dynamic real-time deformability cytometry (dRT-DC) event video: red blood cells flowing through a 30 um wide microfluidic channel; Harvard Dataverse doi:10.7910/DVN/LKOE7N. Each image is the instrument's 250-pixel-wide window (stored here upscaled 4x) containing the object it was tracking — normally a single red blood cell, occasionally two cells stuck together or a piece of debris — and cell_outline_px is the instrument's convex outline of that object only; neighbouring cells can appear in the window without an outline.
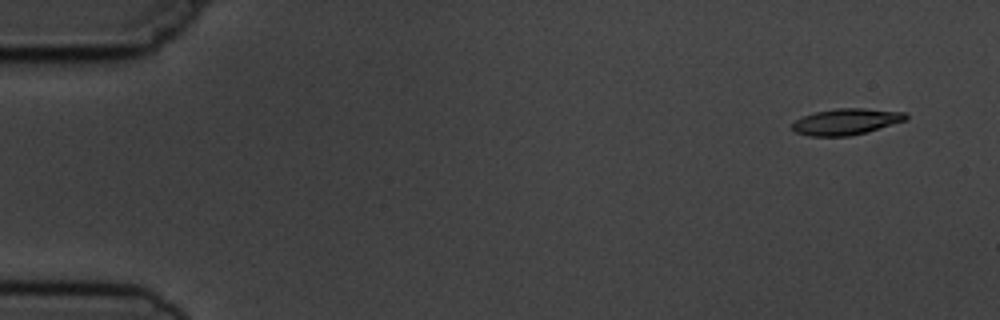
{"species": "common noctule bat (a hibernating species)", "species_latin": "Nyctalus noctula", "temperature_condition": "cold", "stored_images_in_passage": 7, "camera_frame_rate_fps": 3000, "um_per_image_px": 0.085, "animal": {"sex": "male", "body_mass_g": 19.5, "forearm_length_mm": 54.6}, "frame": {"image": 1, "passage_image": 1, "time_ms": 0.0, "image_size_px": [1000, 320], "cell_outline_px": [[908, 116], [904, 120], [864, 132], [848, 136], [808, 136], [796, 132], [792, 128], [792, 124], [796, 120], [804, 116], [816, 112], [836, 108], [864, 108], [904, 112]], "centroid_in_image_um": [71.87, 10.33], "position_along_channel_um": 13.1, "area_um2": 16.94}}
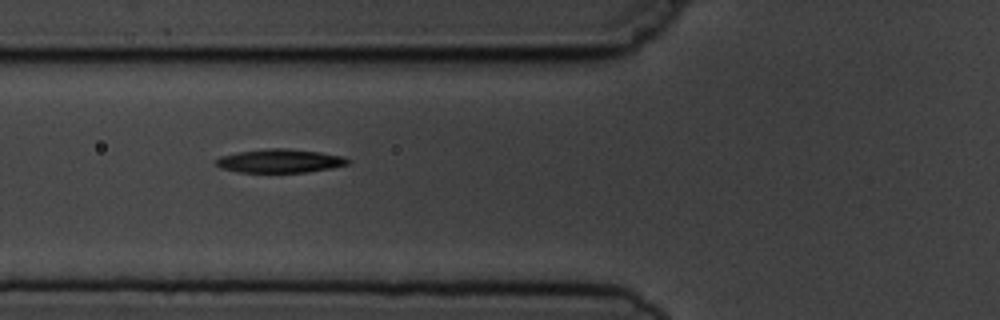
{"frame": {"image": 2, "passage_image": 6, "time_ms": 5.667, "image_size_px": [1000, 320], "cell_outline_px": [[352, 160], [348, 164], [332, 168], [308, 172], [240, 172], [220, 168], [216, 164], [216, 160], [220, 156], [236, 152], [268, 148], [288, 148], [320, 152], [344, 156]], "centroid_in_image_um": [23.82, 13.67], "position_along_channel_um": 102.0, "area_um2": 18.26}}
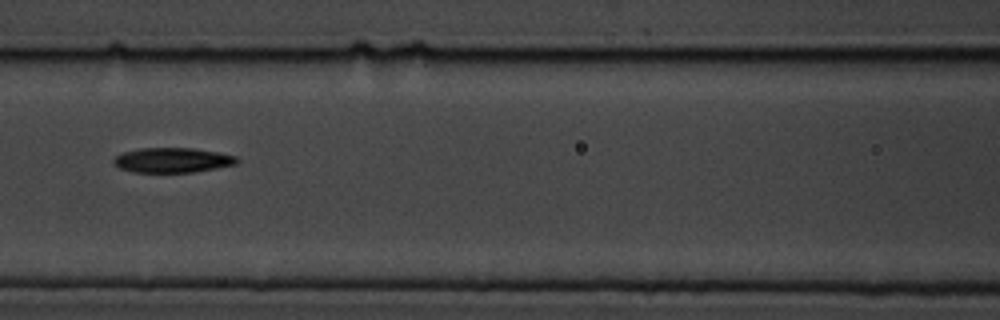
{"frame": {"image": 3, "passage_image": 7, "time_ms": 7.0, "image_size_px": [1000, 320], "cell_outline_px": [[240, 160], [236, 164], [216, 168], [192, 172], [132, 172], [120, 168], [112, 160], [116, 156], [124, 152], [140, 148], [192, 148], [216, 152], [236, 156]], "centroid_in_image_um": [14.67, 13.61], "position_along_channel_um": 151.9, "area_um2": 17.69}}